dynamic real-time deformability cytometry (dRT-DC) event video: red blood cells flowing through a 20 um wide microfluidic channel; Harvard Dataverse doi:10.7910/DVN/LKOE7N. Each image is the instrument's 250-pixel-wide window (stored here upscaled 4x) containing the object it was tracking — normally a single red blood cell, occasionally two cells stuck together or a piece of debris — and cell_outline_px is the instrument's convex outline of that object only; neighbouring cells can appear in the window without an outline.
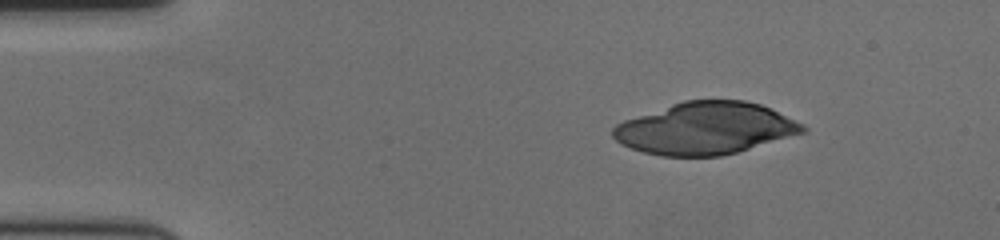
{"species": "human", "species_latin": "Homo sapiens", "temperature_condition": "cold", "stored_images_in_passage": 49, "camera_frame_rate_fps": 3000, "um_per_image_px": 0.085, "donor": {"sex": "female"}, "frame": {"image": 1, "passage_image": 1, "time_ms": 0.0, "image_size_px": [1000, 240], "cell_outline_px": [[808, 132], [736, 152], [720, 156], [660, 156], [644, 152], [620, 144], [612, 136], [612, 128], [616, 124], [624, 120], [684, 100], [744, 100], [760, 104], [804, 124], [808, 128]], "centroid_in_image_um": [59.97, 10.91], "position_along_channel_um": 25.0, "area_um2": 57.45}}